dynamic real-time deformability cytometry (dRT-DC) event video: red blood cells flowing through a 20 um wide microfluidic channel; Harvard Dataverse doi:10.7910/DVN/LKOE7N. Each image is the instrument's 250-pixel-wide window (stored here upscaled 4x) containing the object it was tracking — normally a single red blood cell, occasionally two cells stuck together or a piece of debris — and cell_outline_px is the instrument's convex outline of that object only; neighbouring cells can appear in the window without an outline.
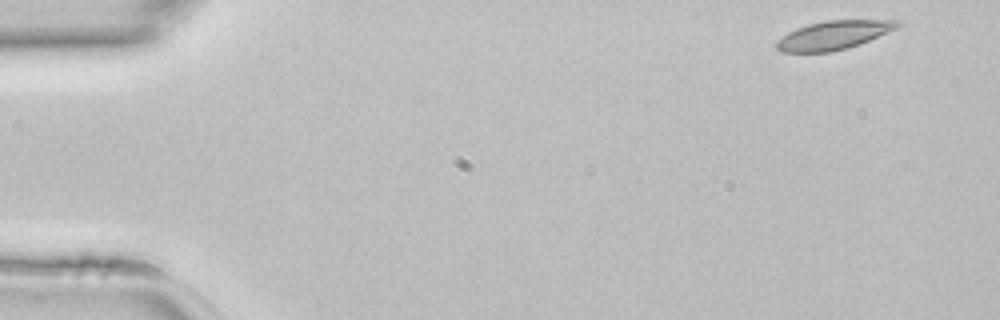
{"species": "common noctule bat (a hibernating species)", "species_latin": "Nyctalus noctula", "temperature_condition": "room temperature", "stored_images_in_passage": 44, "camera_frame_rate_fps": 3000, "um_per_image_px": 0.085, "animal": {"sex": "female", "body_mass_g": 22.7, "forearm_length_mm": 54.2}, "frame": {"image": 1, "passage_image": 1, "time_ms": 0.0, "image_size_px": [1000, 320], "cell_outline_px": [[904, 24], [896, 28], [868, 40], [848, 48], [832, 52], [780, 52], [776, 48], [776, 40], [788, 32], [796, 28], [808, 24], [824, 20], [900, 20]], "centroid_in_image_um": [70.82, 2.98], "position_along_channel_um": 14.2, "area_um2": 20.23}}
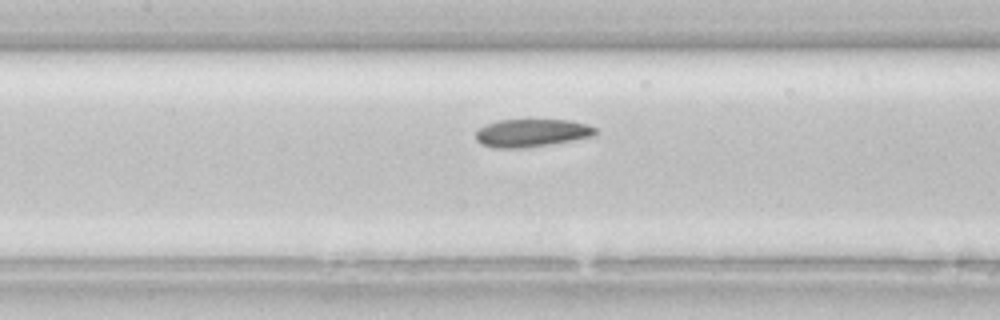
{"frame": {"image": 2, "passage_image": 19, "time_ms": 6.0, "image_size_px": [1000, 320], "cell_outline_px": [[596, 136], [524, 148], [496, 148], [480, 144], [476, 140], [476, 132], [480, 128], [488, 124], [500, 120], [568, 120], [588, 124], [596, 128]], "centroid_in_image_um": [45.21, 11.3], "position_along_channel_um": 162.2, "area_um2": 19.31}}
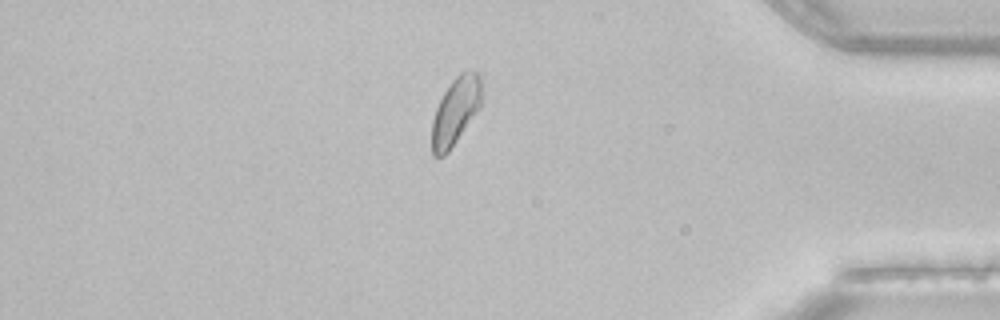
{"frame": {"image": 3, "passage_image": 37, "time_ms": 12.0, "image_size_px": [1000, 320], "cell_outline_px": [[484, 100], [480, 108], [448, 152], [444, 156], [432, 156], [432, 120], [436, 108], [444, 92], [452, 80], [460, 72], [476, 72], [480, 76]], "centroid_in_image_um": [38.74, 9.44], "position_along_channel_um": 396.5, "area_um2": 19.59}}